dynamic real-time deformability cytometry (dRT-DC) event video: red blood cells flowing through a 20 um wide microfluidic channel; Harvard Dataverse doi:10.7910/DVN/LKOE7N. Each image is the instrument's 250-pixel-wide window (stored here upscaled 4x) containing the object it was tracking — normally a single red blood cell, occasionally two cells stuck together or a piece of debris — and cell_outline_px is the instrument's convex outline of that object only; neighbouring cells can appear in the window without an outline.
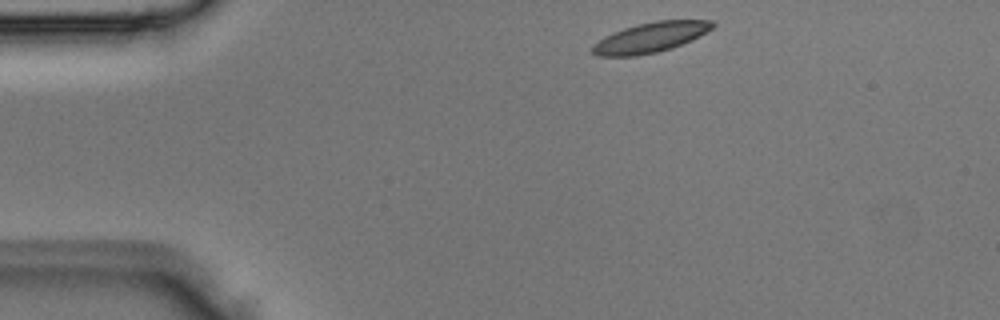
{"species": "Egyptian fruit bat (a non-hibernating species)", "species_latin": "Rousettus aegyptiacus", "temperature_condition": "room temperature", "stored_images_in_passage": 5, "segment_of_instrument_passage": [2, 2], "camera_frame_rate_fps": 3000, "um_per_image_px": 0.085, "animal": {"sex": "male"}, "frame": {"image": 1, "passage_image": 5, "time_ms": 1.333, "image_size_px": [1000, 320], "cell_outline_px": [[716, 24], [712, 28], [692, 40], [672, 48], [656, 52], [636, 56], [596, 56], [592, 52], [592, 44], [604, 36], [624, 28], [656, 20], [712, 20]], "centroid_in_image_um": [55.28, 3.18], "position_along_channel_um": 29.7, "area_um2": 20.98}}